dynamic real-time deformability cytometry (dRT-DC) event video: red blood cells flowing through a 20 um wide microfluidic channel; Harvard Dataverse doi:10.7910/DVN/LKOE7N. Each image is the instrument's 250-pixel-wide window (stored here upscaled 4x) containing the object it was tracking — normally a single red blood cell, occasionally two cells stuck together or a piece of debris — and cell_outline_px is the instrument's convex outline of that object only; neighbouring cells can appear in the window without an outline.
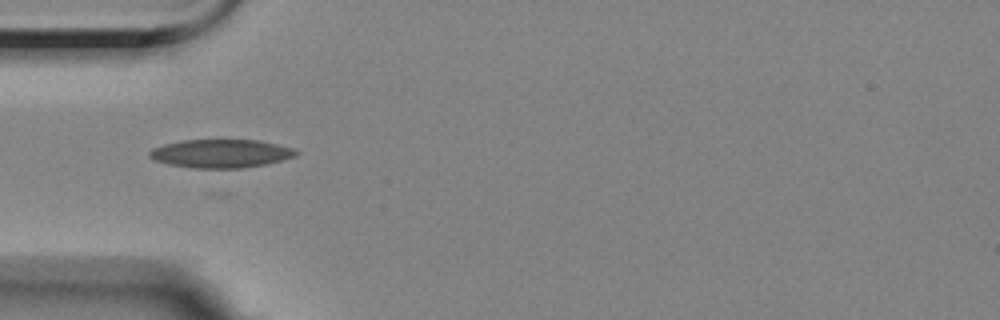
{"species": "Egyptian fruit bat (a non-hibernating species)", "species_latin": "Rousettus aegyptiacus", "temperature_condition": "room temperature", "stored_images_in_passage": 42, "camera_frame_rate_fps": 3000, "um_per_image_px": 0.085, "animal": {"sex": "female"}, "frame": {"image": 1, "passage_image": 16, "time_ms": 5.0, "image_size_px": [1000, 320], "cell_outline_px": [[300, 152], [296, 156], [268, 164], [244, 168], [192, 168], [168, 164], [152, 160], [148, 156], [148, 152], [152, 148], [164, 144], [184, 140], [260, 140], [292, 148]], "centroid_in_image_um": [18.76, 13.06], "position_along_channel_um": 66.2, "area_um2": 24.45}}
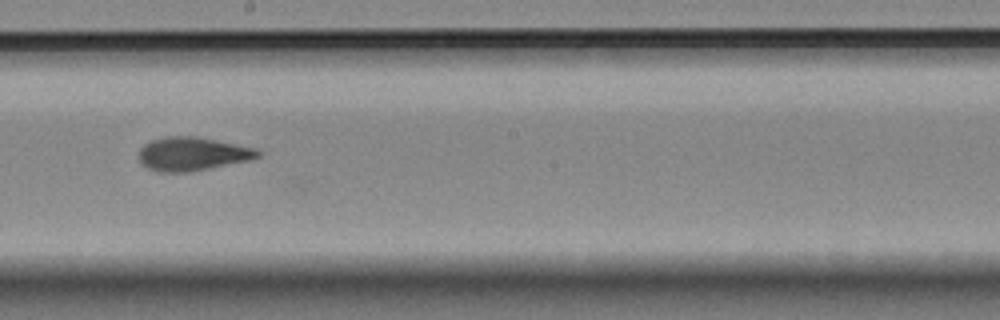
{"frame": {"image": 2, "passage_image": 30, "time_ms": 9.667, "image_size_px": [1000, 320], "cell_outline_px": [[260, 156], [252, 160], [188, 172], [156, 172], [140, 164], [140, 148], [144, 144], [152, 140], [164, 136], [192, 136], [256, 148], [260, 152]], "centroid_in_image_um": [16.33, 13.09], "position_along_channel_um": 231.9, "area_um2": 23.18}}
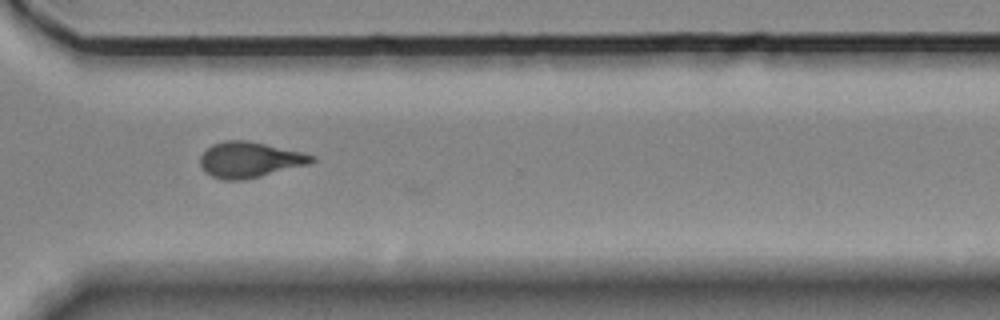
{"frame": {"image": 3, "passage_image": 40, "time_ms": 13.0, "image_size_px": [1000, 320], "cell_outline_px": [[316, 160], [308, 164], [244, 180], [224, 180], [212, 176], [204, 172], [200, 164], [200, 156], [212, 144], [224, 140], [248, 140], [300, 152], [316, 156]], "centroid_in_image_um": [21.18, 13.57], "position_along_channel_um": 349.4, "area_um2": 23.0}}